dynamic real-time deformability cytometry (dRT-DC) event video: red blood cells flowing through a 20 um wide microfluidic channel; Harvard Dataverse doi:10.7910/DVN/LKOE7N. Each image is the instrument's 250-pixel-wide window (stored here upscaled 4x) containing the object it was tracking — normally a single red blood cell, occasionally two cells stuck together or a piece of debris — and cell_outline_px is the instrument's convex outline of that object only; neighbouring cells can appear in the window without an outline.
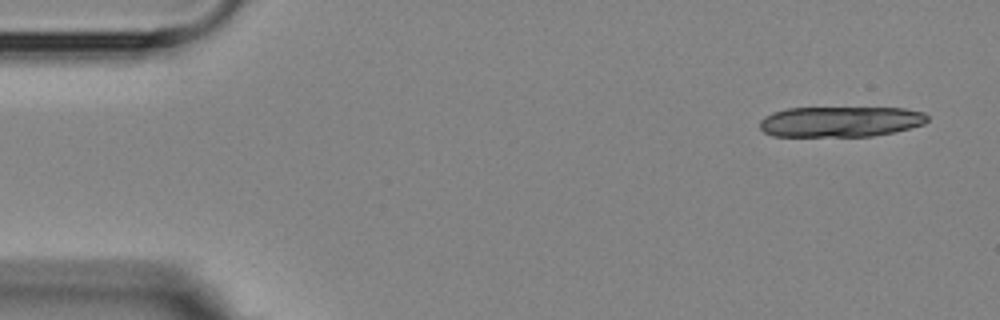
{"species": "Egyptian fruit bat (a non-hibernating species)", "species_latin": "Rousettus aegyptiacus", "temperature_condition": "room temperature", "stored_images_in_passage": 4, "camera_frame_rate_fps": 3000, "um_per_image_px": 0.085, "animal": {"sex": "female"}, "frame": {"image": 1, "passage_image": 1, "time_ms": 0.0, "image_size_px": [1000, 320], "cell_outline_px": [[928, 120], [924, 124], [892, 132], [872, 136], [772, 136], [764, 132], [760, 128], [760, 120], [764, 116], [772, 112], [788, 108], [904, 108], [924, 112], [928, 116]], "centroid_in_image_um": [71.41, 10.33], "position_along_channel_um": 13.6, "area_um2": 29.82}}